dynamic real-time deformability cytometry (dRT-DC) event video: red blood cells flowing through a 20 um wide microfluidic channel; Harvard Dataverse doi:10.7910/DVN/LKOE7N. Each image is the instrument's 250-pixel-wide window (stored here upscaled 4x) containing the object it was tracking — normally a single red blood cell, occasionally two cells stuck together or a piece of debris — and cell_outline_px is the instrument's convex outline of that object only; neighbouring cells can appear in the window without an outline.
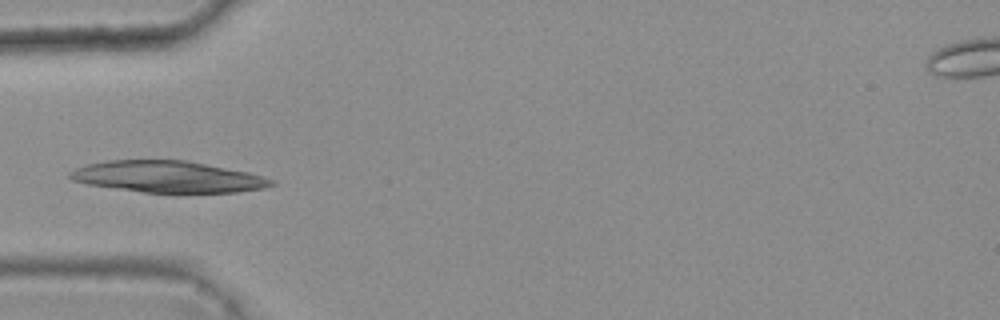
{"species": "common noctule bat (a hibernating species)", "species_latin": "Nyctalus noctula", "temperature_condition": "warm", "stored_images_in_passage": 3, "camera_frame_rate_fps": 3000, "um_per_image_px": 0.085, "animal": {"sex": "female", "body_mass_g": 25.1}, "frame": {"image": 1, "passage_image": 2, "time_ms": 0.333, "image_size_px": [1000, 320], "cell_outline_px": [[276, 184], [264, 188], [236, 192], [144, 192], [88, 184], [72, 180], [68, 176], [68, 172], [84, 164], [104, 160], [188, 160], [248, 172], [272, 180]], "centroid_in_image_um": [14.22, 15.01], "position_along_channel_um": 70.8, "area_um2": 36.76}}
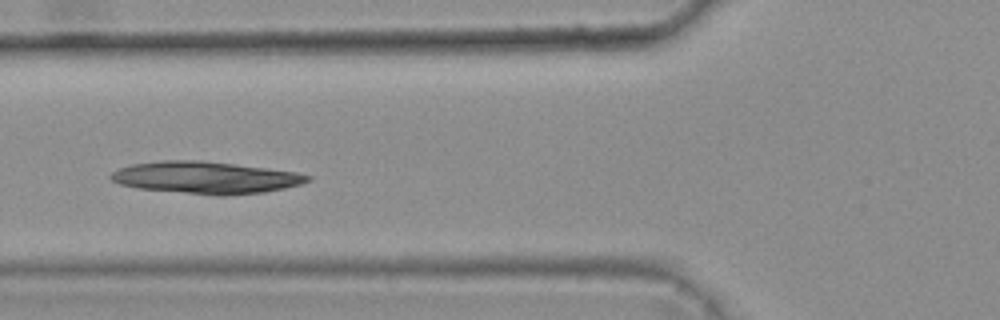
{"frame": {"image": 2, "passage_image": 3, "time_ms": 0.667, "image_size_px": [1000, 320], "cell_outline_px": [[312, 180], [300, 184], [284, 188], [264, 192], [224, 196], [216, 196], [140, 188], [120, 184], [112, 180], [108, 176], [112, 172], [120, 168], [132, 164], [160, 160], [200, 160], [236, 164], [296, 172], [312, 176]], "centroid_in_image_um": [17.49, 15.09], "position_along_channel_um": 108.3, "area_um2": 36.76}}